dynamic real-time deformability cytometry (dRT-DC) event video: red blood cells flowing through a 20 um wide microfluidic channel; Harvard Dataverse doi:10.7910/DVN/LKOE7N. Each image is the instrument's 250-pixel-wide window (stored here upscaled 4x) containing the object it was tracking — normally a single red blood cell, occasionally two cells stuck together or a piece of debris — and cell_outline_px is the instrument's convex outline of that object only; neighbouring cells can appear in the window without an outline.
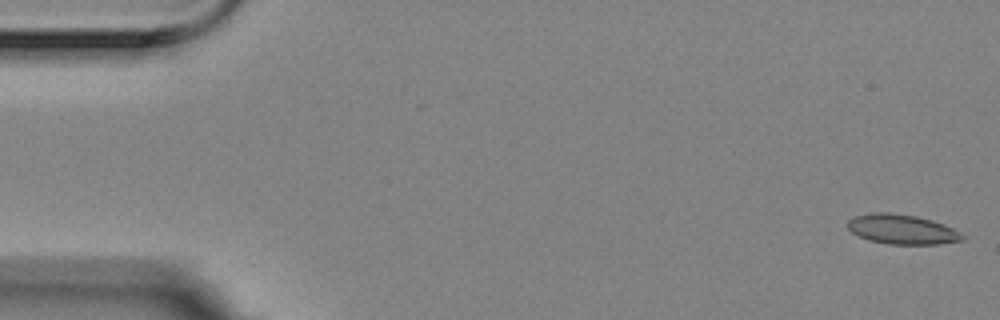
{"species": "Egyptian fruit bat (a non-hibernating species)", "species_latin": "Rousettus aegyptiacus", "temperature_condition": "room temperature", "stored_images_in_passage": 14, "camera_frame_rate_fps": 3000, "um_per_image_px": 0.085, "animal": {"sex": "female"}, "frame": {"image": 1, "passage_image": 1, "time_ms": 0.0, "image_size_px": [1000, 320], "cell_outline_px": [[964, 240], [936, 244], [888, 244], [868, 240], [852, 232], [848, 228], [848, 220], [856, 216], [872, 212], [888, 212], [916, 216], [932, 220], [944, 224], [960, 232], [964, 236]], "centroid_in_image_um": [76.67, 19.49], "position_along_channel_um": 8.3, "area_um2": 19.77}}
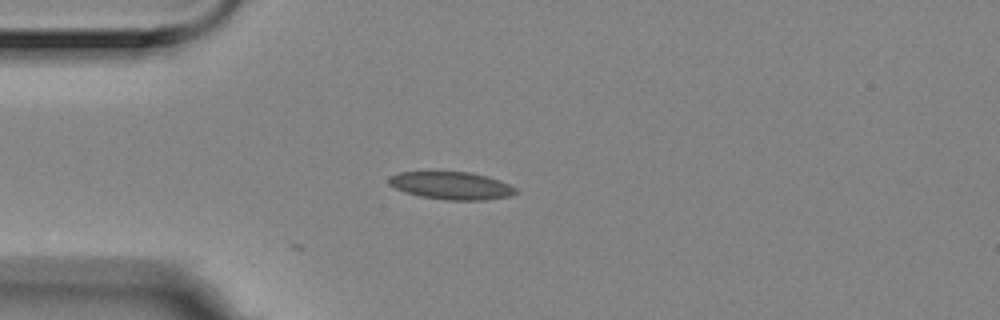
{"frame": {"image": 2, "passage_image": 14, "time_ms": 4.333, "image_size_px": [1000, 320], "cell_outline_px": [[516, 192], [508, 196], [484, 200], [444, 200], [420, 196], [404, 192], [388, 184], [388, 176], [400, 172], [472, 172], [488, 176], [500, 180], [516, 188]], "centroid_in_image_um": [38.34, 15.77], "position_along_channel_um": 46.7, "area_um2": 20.46}}